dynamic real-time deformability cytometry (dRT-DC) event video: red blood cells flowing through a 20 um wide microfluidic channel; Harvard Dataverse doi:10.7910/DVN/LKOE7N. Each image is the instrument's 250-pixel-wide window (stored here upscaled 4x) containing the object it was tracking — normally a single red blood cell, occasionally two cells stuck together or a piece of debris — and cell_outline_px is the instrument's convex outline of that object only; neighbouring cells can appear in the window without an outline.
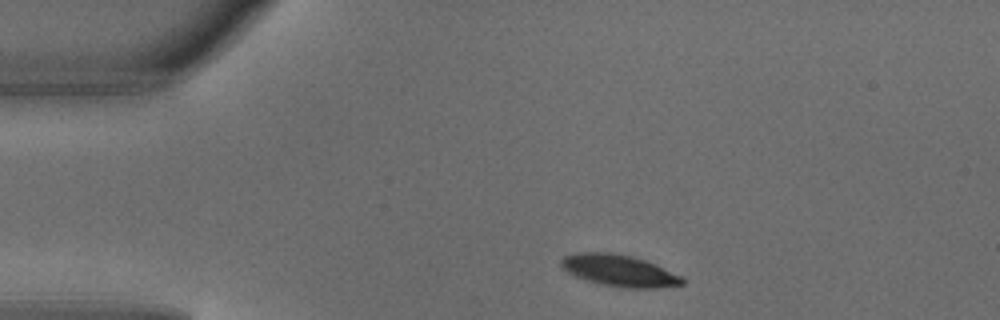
{"species": "common noctule bat (a hibernating species)", "species_latin": "Nyctalus noctula", "temperature_condition": "warm", "stored_images_in_passage": 5, "segment_of_instrument_passage": [2, 2], "camera_frame_rate_fps": 3000, "um_per_image_px": 0.085, "animal": {"sex": "male", "body_mass_g": 18.8}, "frame": {"image": 1, "passage_image": 5, "time_ms": 1.333, "image_size_px": [1000, 320], "cell_outline_px": [[684, 284], [656, 288], [628, 288], [604, 284], [588, 280], [576, 276], [568, 272], [560, 264], [560, 260], [564, 256], [576, 252], [608, 252], [632, 256], [644, 260], [680, 276], [684, 280]], "centroid_in_image_um": [52.6, 22.99], "position_along_channel_um": 32.4, "area_um2": 21.85}}